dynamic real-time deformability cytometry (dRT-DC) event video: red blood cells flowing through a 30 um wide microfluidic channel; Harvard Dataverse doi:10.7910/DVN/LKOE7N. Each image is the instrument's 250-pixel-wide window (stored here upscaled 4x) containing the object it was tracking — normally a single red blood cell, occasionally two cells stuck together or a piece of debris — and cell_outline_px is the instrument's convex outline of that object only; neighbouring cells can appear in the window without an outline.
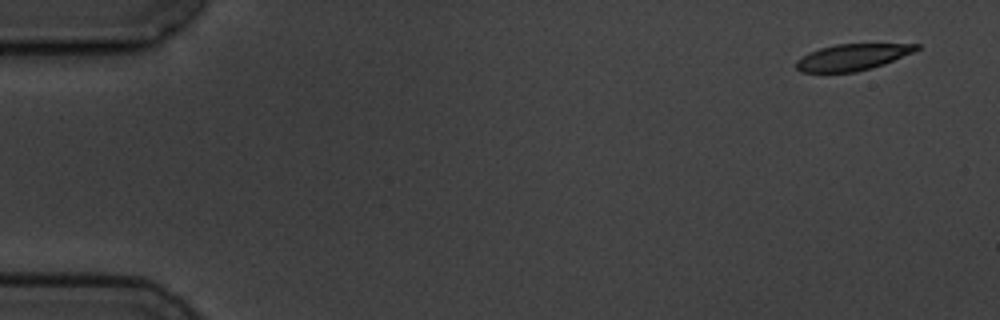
{"species": "common noctule bat (a hibernating species)", "species_latin": "Nyctalus noctula", "temperature_condition": "cold", "stored_images_in_passage": 5, "camera_frame_rate_fps": 3000, "um_per_image_px": 0.085, "animal": {"sex": "male", "body_mass_g": 19.5, "forearm_length_mm": 54.6}, "frame": {"image": 1, "passage_image": 1, "time_ms": 0.0, "image_size_px": [1000, 320], "cell_outline_px": [[920, 48], [912, 52], [884, 64], [872, 68], [856, 72], [800, 72], [796, 68], [796, 60], [820, 48], [836, 44], [920, 44]], "centroid_in_image_um": [72.45, 4.86], "position_along_channel_um": 12.6, "area_um2": 18.21}}
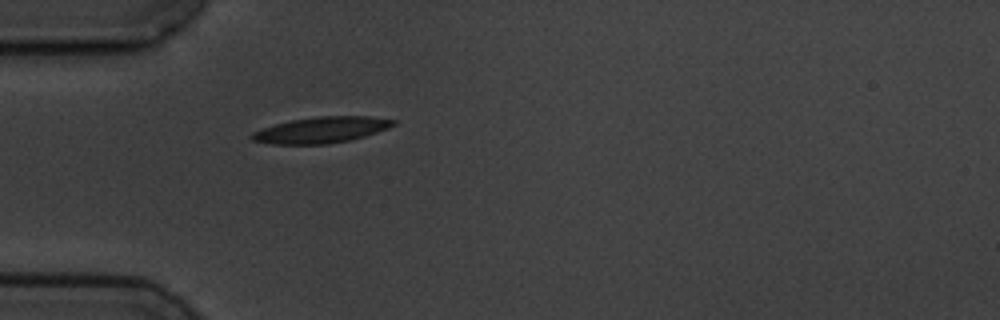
{"frame": {"image": 2, "passage_image": 5, "time_ms": 4.667, "image_size_px": [1000, 320], "cell_outline_px": [[396, 124], [388, 128], [352, 140], [328, 144], [272, 144], [252, 140], [248, 136], [252, 132], [276, 124], [292, 120], [320, 116], [368, 116], [396, 120]], "centroid_in_image_um": [27.31, 11.05], "position_along_channel_um": 57.7, "area_um2": 21.39}}